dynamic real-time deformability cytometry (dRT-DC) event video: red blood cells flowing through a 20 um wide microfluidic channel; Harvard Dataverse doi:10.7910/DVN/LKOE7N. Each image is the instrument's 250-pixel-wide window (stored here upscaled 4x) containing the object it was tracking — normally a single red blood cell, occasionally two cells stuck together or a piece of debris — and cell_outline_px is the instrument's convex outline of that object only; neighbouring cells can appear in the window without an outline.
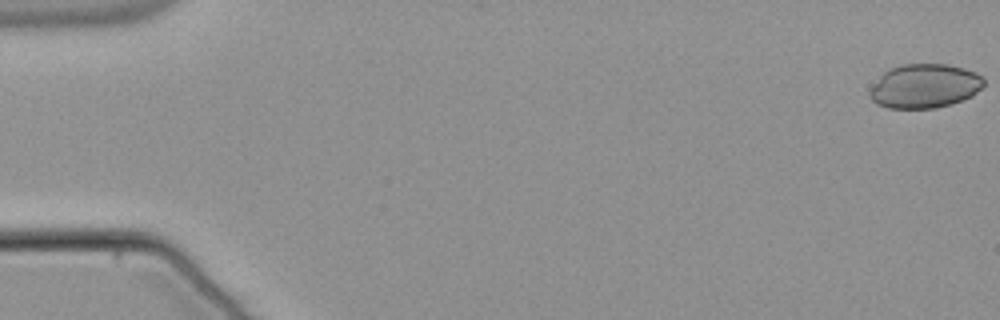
{"species": "common noctule bat (a hibernating species)", "species_latin": "Nyctalus noctula", "temperature_condition": "warm", "stored_images_in_passage": 18, "camera_frame_rate_fps": 3000, "um_per_image_px": 0.085, "animal": {"sex": "male", "body_mass_g": 21.5, "forearm_length_mm": 52.0}, "frame": {"image": 1, "passage_image": 1, "time_ms": 0.0, "image_size_px": [1000, 320], "cell_outline_px": [[984, 84], [972, 96], [936, 108], [888, 108], [876, 104], [868, 96], [868, 92], [880, 76], [888, 68], [900, 64], [948, 64], [964, 68], [976, 72], [984, 80]], "centroid_in_image_um": [78.56, 7.3], "position_along_channel_um": 6.4, "area_um2": 29.3}}
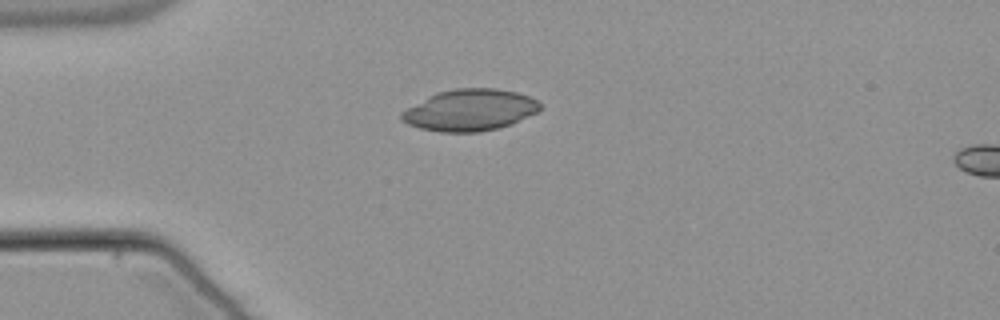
{"frame": {"image": 2, "passage_image": 15, "time_ms": 4.667, "image_size_px": [1000, 320], "cell_outline_px": [[540, 108], [536, 112], [512, 124], [480, 132], [440, 132], [420, 128], [408, 124], [400, 120], [400, 112], [428, 96], [436, 92], [456, 88], [496, 88], [516, 92], [528, 96], [536, 100], [540, 104]], "centroid_in_image_um": [39.9, 9.35], "position_along_channel_um": 45.1, "area_um2": 33.47}}